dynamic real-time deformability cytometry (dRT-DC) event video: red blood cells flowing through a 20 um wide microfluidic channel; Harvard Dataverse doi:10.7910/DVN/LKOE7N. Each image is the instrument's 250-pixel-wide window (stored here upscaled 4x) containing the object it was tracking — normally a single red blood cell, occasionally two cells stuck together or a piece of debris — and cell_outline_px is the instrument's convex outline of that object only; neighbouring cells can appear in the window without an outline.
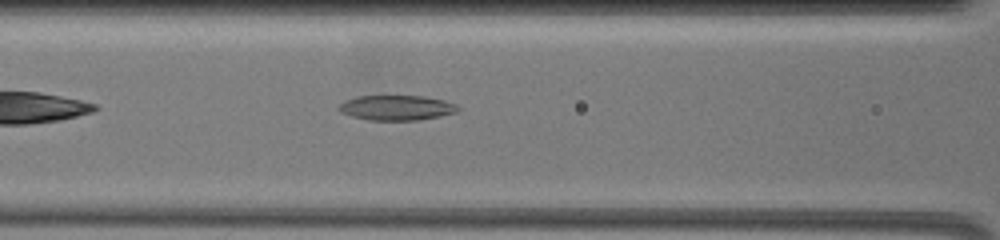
{"species": "common noctule bat (a hibernating species)", "species_latin": "Nyctalus noctula", "temperature_condition": "warm", "stored_images_in_passage": 26, "camera_frame_rate_fps": 3000, "um_per_image_px": 0.085, "animal": {"sex": "female", "body_mass_g": 19.5, "forearm_length_mm": 54.1}, "frame": {"image": 1, "passage_image": 7, "time_ms": 1.667, "image_size_px": [1000, 240], "cell_outline_px": [[460, 108], [456, 112], [440, 116], [420, 120], [368, 120], [352, 116], [340, 112], [336, 108], [344, 100], [356, 96], [424, 96], [444, 100], [456, 104]], "centroid_in_image_um": [33.69, 9.15], "position_along_channel_um": 132.9, "area_um2": 17.46}}
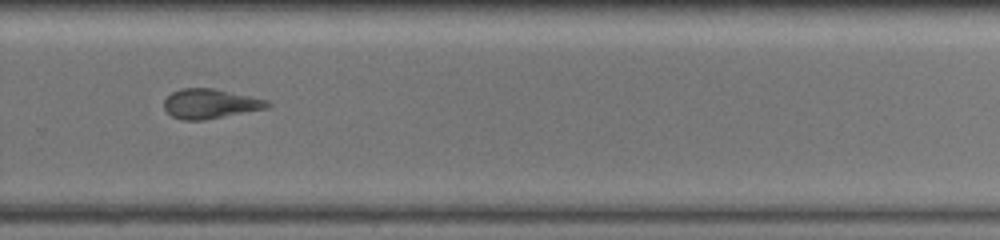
{"frame": {"image": 2, "passage_image": 17, "time_ms": 6.667, "image_size_px": [1000, 240], "cell_outline_px": [[272, 104], [268, 108], [204, 120], [184, 120], [172, 116], [164, 108], [164, 100], [172, 92], [180, 88], [212, 88], [268, 100]], "centroid_in_image_um": [17.87, 8.82], "position_along_channel_um": 311.9, "area_um2": 17.74}}
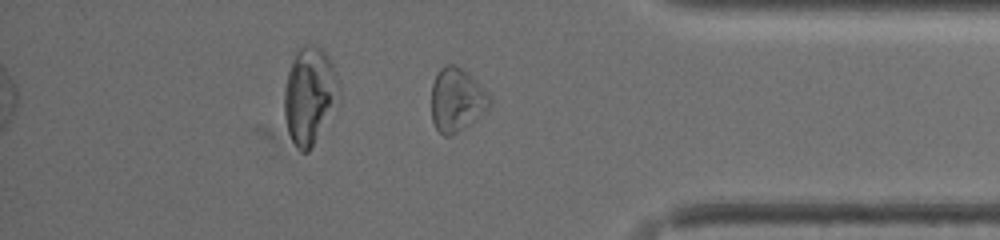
{"frame": {"image": 3, "passage_image": 22, "time_ms": 9.333, "image_size_px": [1000, 240], "cell_outline_px": [[492, 104], [484, 112], [452, 136], [444, 136], [436, 128], [432, 120], [432, 84], [440, 68], [444, 64], [456, 64], [468, 72], [492, 96]], "centroid_in_image_um": [38.84, 8.46], "position_along_channel_um": 396.4, "area_um2": 21.68}}